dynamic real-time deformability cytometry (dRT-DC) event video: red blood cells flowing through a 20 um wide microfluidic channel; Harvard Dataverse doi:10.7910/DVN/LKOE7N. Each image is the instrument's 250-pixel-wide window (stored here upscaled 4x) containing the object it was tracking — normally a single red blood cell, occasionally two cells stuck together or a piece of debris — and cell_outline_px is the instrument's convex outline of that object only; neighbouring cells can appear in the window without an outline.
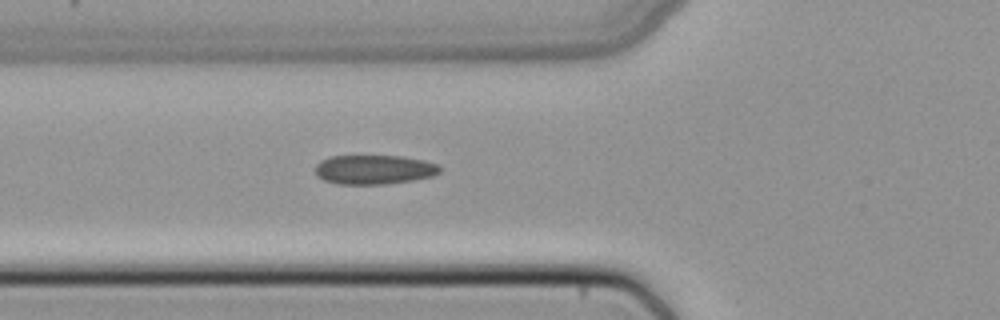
{"species": "common noctule bat (a hibernating species)", "species_latin": "Nyctalus noctula", "temperature_condition": "cold", "stored_images_in_passage": 37, "camera_frame_rate_fps": 3000, "um_per_image_px": 0.085, "animal": {"sex": "female", "body_mass_g": 22.7, "forearm_length_mm": 54.2}, "frame": {"image": 1, "passage_image": 8, "time_ms": 2.333, "image_size_px": [1000, 320], "cell_outline_px": [[440, 172], [432, 176], [412, 180], [388, 184], [336, 184], [324, 180], [316, 176], [316, 164], [320, 160], [332, 156], [400, 156], [424, 160], [440, 164]], "centroid_in_image_um": [31.79, 14.41], "position_along_channel_um": 94.0, "area_um2": 21.39}}
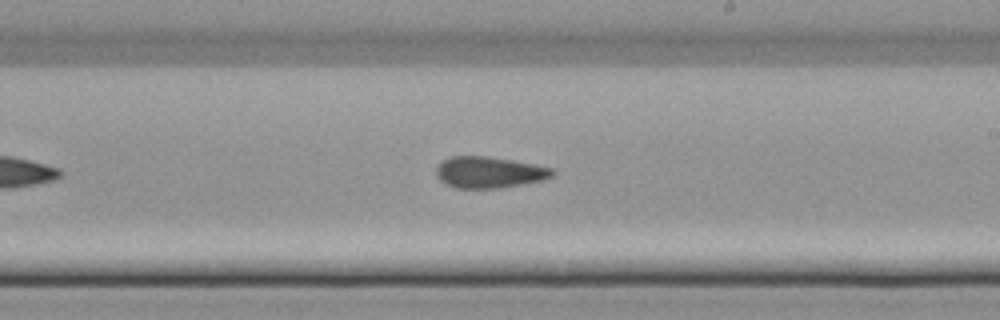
{"frame": {"image": 2, "passage_image": 19, "time_ms": 6.0, "image_size_px": [1000, 320], "cell_outline_px": [[556, 172], [552, 176], [544, 180], [496, 188], [456, 188], [440, 180], [436, 176], [436, 168], [448, 156], [488, 156], [512, 160], [552, 168]], "centroid_in_image_um": [41.57, 14.64], "position_along_channel_um": 247.4, "area_um2": 21.04}}
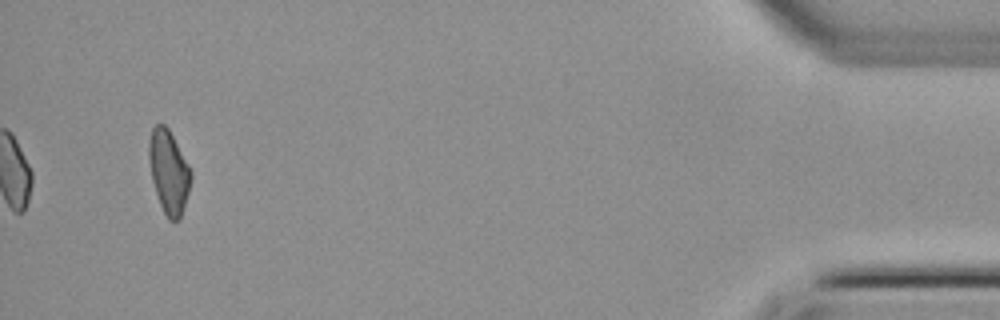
{"frame": {"image": 3, "passage_image": 37, "time_ms": 12.0, "image_size_px": [1000, 320], "cell_outline_px": [[192, 176], [188, 192], [180, 220], [168, 220], [160, 204], [152, 180], [148, 160], [148, 140], [152, 128], [156, 124], [164, 124], [168, 128], [188, 164], [192, 172]], "centroid_in_image_um": [14.32, 14.59], "position_along_channel_um": 420.9, "area_um2": 20.29}}